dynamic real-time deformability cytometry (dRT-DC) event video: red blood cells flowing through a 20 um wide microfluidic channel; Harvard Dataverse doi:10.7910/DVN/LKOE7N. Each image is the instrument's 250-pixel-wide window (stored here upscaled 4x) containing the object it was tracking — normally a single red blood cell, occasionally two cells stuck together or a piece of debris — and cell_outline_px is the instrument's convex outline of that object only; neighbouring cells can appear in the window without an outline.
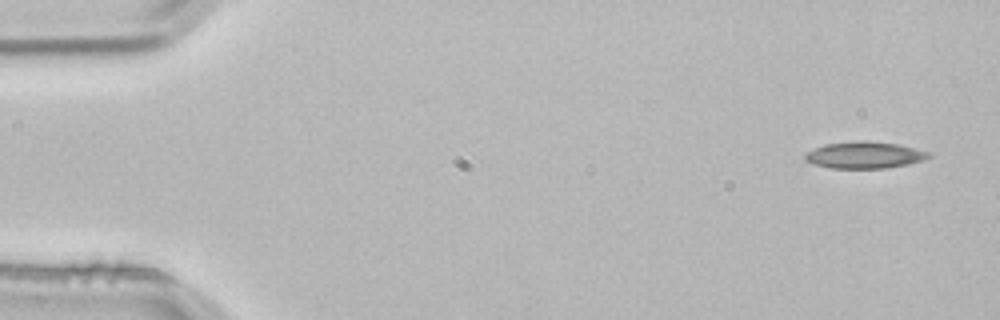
{"species": "common noctule bat (a hibernating species)", "species_latin": "Nyctalus noctula", "temperature_condition": "room temperature", "stored_images_in_passage": 4, "camera_frame_rate_fps": 3000, "um_per_image_px": 0.085, "animal": {"sex": "male", "body_mass_g": 21.5, "forearm_length_mm": 52.0}, "frame": {"image": 1, "passage_image": 1, "time_ms": 0.0, "image_size_px": [1000, 320], "cell_outline_px": [[932, 156], [924, 160], [908, 164], [888, 168], [832, 168], [816, 164], [808, 160], [804, 156], [804, 152], [824, 144], [860, 140], [864, 140], [896, 144], [916, 148], [928, 152]], "centroid_in_image_um": [73.5, 13.17], "position_along_channel_um": 11.5, "area_um2": 19.19}}
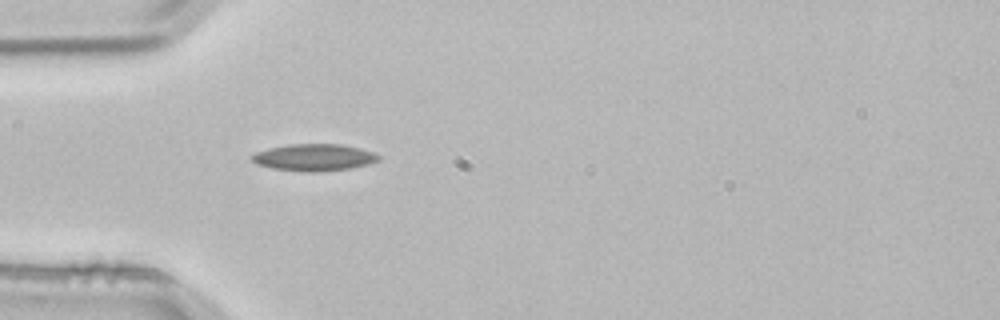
{"frame": {"image": 2, "passage_image": 4, "time_ms": 1.0, "image_size_px": [1000, 320], "cell_outline_px": [[380, 160], [368, 164], [348, 168], [316, 172], [308, 172], [272, 168], [256, 164], [252, 160], [252, 156], [256, 152], [288, 144], [340, 144], [360, 148], [372, 152], [380, 156]], "centroid_in_image_um": [26.71, 13.38], "position_along_channel_um": 58.3, "area_um2": 19.59}}